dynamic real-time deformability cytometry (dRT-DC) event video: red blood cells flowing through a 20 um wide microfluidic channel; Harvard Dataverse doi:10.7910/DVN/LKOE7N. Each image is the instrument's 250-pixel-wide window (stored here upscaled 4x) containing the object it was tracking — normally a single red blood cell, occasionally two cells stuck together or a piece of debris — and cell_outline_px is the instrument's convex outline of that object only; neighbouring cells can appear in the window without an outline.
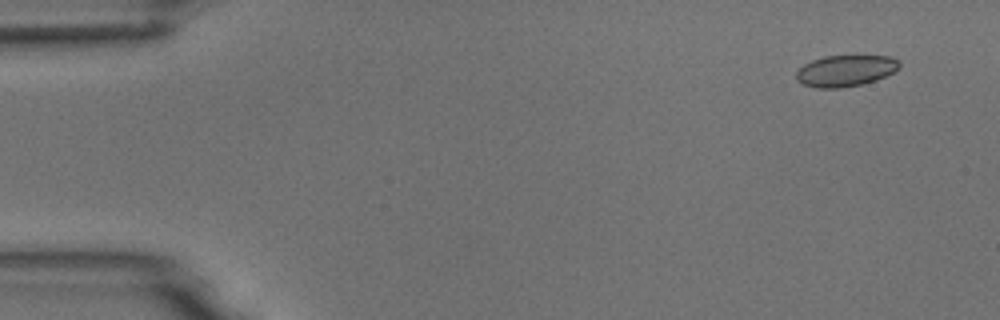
{"species": "common noctule bat (a hibernating species)", "species_latin": "Nyctalus noctula", "temperature_condition": "room temperature", "stored_images_in_passage": 5, "camera_frame_rate_fps": 3000, "um_per_image_px": 0.085, "animal": {"sex": "male", "body_mass_g": 18.8}, "frame": {"image": 1, "passage_image": 1, "time_ms": 0.0, "image_size_px": [1000, 320], "cell_outline_px": [[900, 68], [876, 80], [860, 84], [840, 88], [816, 88], [804, 84], [796, 80], [796, 72], [804, 64], [812, 60], [824, 56], [856, 52], [892, 56], [900, 60]], "centroid_in_image_um": [71.92, 5.94], "position_along_channel_um": 13.1, "area_um2": 19.77}}
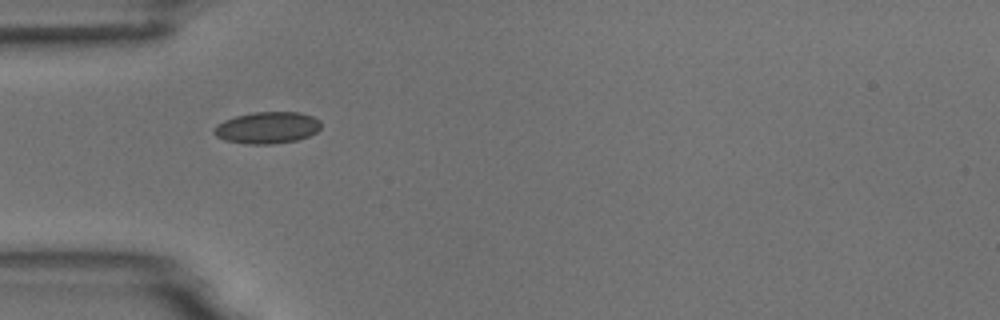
{"frame": {"image": 2, "passage_image": 4, "time_ms": 4.333, "image_size_px": [1000, 320], "cell_outline_px": [[320, 128], [316, 132], [308, 136], [296, 140], [272, 144], [244, 144], [224, 140], [216, 136], [212, 132], [212, 128], [216, 124], [224, 120], [236, 116], [252, 112], [300, 112], [312, 116], [320, 120]], "centroid_in_image_um": [22.67, 10.85], "position_along_channel_um": 62.3, "area_um2": 19.94}}